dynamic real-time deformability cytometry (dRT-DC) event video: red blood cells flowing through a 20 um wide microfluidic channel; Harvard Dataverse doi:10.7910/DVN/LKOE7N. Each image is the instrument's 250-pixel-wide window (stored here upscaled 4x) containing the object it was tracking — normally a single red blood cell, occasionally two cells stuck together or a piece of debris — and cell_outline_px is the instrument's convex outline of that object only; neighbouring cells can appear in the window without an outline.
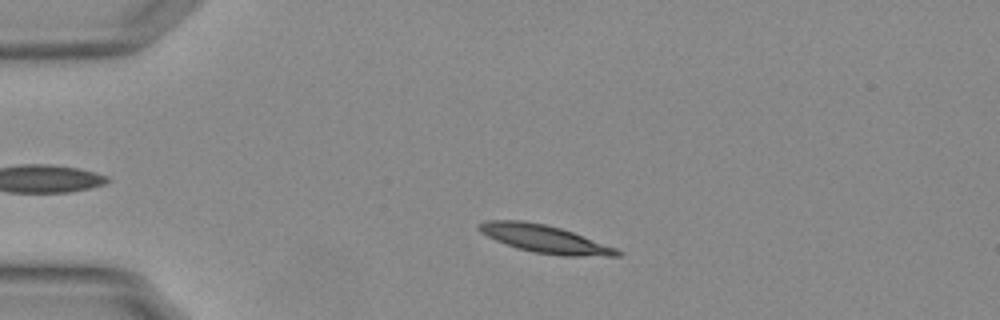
{"species": "Egyptian fruit bat (a non-hibernating species)", "species_latin": "Rousettus aegyptiacus", "temperature_condition": "warm", "stored_images_in_passage": 19, "camera_frame_rate_fps": 3000, "um_per_image_px": 0.085, "animal": {"sex": "female"}, "frame": {"image": 1, "passage_image": 10, "time_ms": 3.0, "image_size_px": [1000, 320], "cell_outline_px": [[624, 252], [620, 256], [564, 256], [532, 252], [516, 248], [504, 244], [480, 232], [476, 228], [476, 224], [484, 220], [520, 220], [544, 224], [560, 228], [572, 232], [616, 248]], "centroid_in_image_um": [46.25, 20.31], "position_along_channel_um": 38.7, "area_um2": 22.43}}
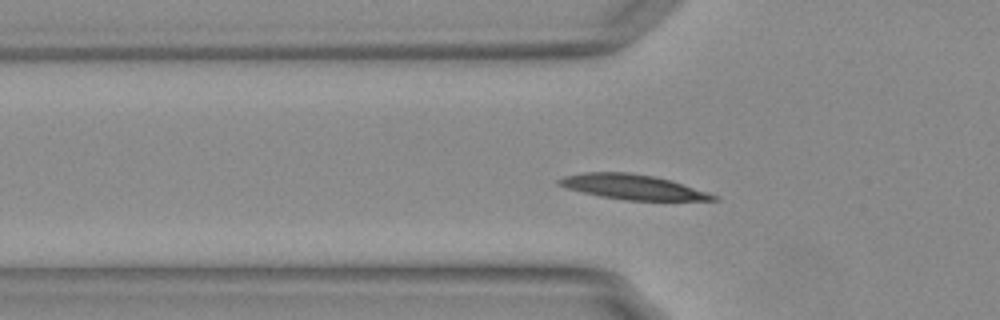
{"frame": {"image": 2, "passage_image": 16, "time_ms": 5.0, "image_size_px": [1000, 320], "cell_outline_px": [[720, 200], [624, 200], [600, 196], [568, 188], [556, 184], [556, 180], [564, 176], [584, 172], [628, 172], [656, 176], [672, 180], [716, 196]], "centroid_in_image_um": [53.73, 15.88], "position_along_channel_um": 72.1, "area_um2": 22.2}}